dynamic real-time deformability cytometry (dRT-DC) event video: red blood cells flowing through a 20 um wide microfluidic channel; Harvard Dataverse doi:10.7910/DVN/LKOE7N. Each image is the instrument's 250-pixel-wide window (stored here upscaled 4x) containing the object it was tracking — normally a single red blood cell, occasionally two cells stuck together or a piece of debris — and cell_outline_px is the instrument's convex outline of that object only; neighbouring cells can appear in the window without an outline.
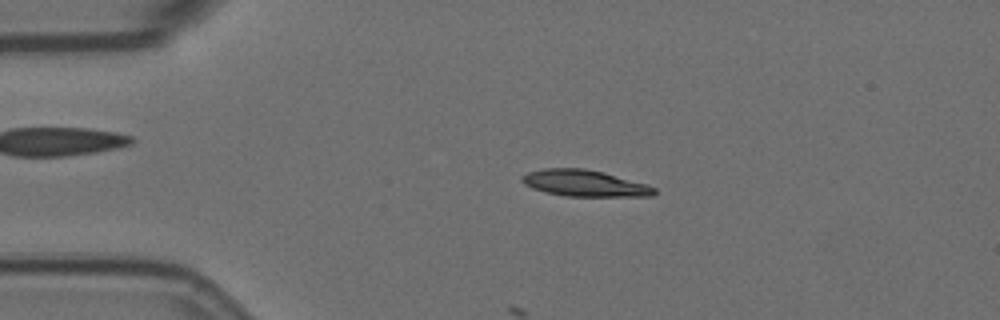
{"species": "Egyptian fruit bat (a non-hibernating species)", "species_latin": "Rousettus aegyptiacus", "temperature_condition": "room temperature", "stored_images_in_passage": 31, "camera_frame_rate_fps": 3000, "um_per_image_px": 0.085, "animal": {"sex": "female"}, "frame": {"image": 1, "passage_image": 11, "time_ms": 3.333, "image_size_px": [1000, 320], "cell_outline_px": [[656, 192], [652, 196], [564, 196], [544, 192], [532, 188], [524, 184], [520, 180], [520, 176], [528, 172], [544, 168], [584, 168], [604, 172], [648, 184], [656, 188]], "centroid_in_image_um": [49.67, 15.57], "position_along_channel_um": 35.3, "area_um2": 20.58}}
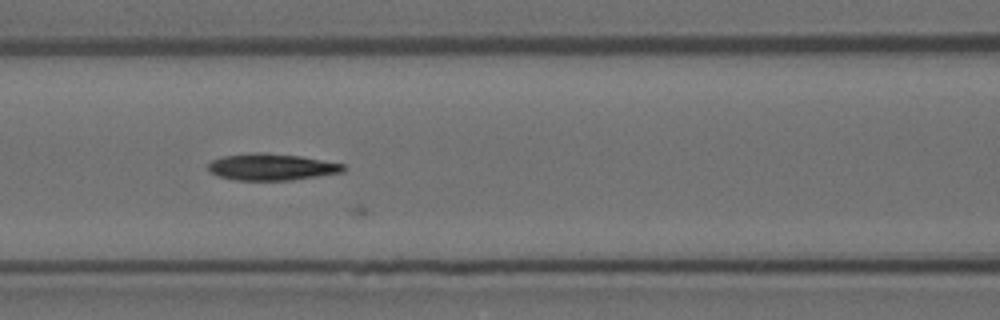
{"frame": {"image": 2, "passage_image": 23, "time_ms": 7.333, "image_size_px": [1000, 320], "cell_outline_px": [[344, 172], [292, 180], [236, 180], [216, 176], [208, 172], [208, 164], [212, 160], [224, 156], [252, 152], [268, 152], [300, 156], [344, 164]], "centroid_in_image_um": [23.04, 14.19], "position_along_channel_um": 143.6, "area_um2": 21.15}}